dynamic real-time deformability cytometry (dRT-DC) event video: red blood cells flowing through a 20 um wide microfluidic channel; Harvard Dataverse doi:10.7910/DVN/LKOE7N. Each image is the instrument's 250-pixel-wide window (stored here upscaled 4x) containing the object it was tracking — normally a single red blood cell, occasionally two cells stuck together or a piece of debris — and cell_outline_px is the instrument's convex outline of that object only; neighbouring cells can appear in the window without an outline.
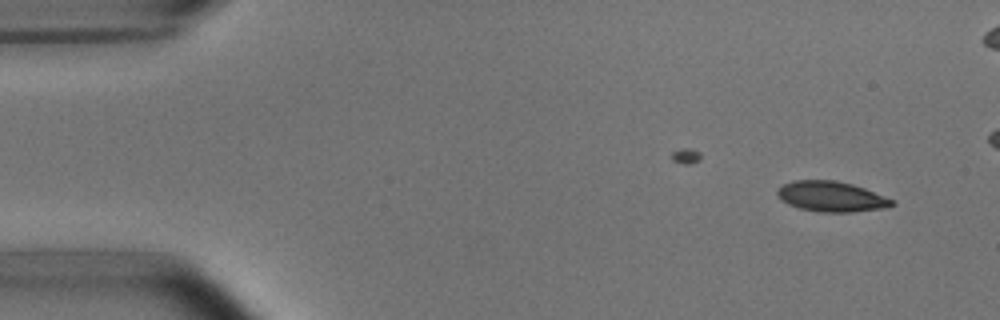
{"species": "common noctule bat (a hibernating species)", "species_latin": "Nyctalus noctula", "temperature_condition": "room temperature", "stored_images_in_passage": 5, "camera_frame_rate_fps": 3000, "um_per_image_px": 0.085, "animal": {"sex": "male", "body_mass_g": 15.6}, "frame": {"image": 1, "passage_image": 1, "time_ms": 0.0, "image_size_px": [1000, 320], "cell_outline_px": [[896, 204], [884, 208], [852, 212], [820, 212], [800, 208], [788, 204], [780, 200], [776, 192], [776, 188], [792, 180], [832, 180], [852, 184], [864, 188], [896, 200]], "centroid_in_image_um": [70.66, 16.7], "position_along_channel_um": 14.3, "area_um2": 20.4}}